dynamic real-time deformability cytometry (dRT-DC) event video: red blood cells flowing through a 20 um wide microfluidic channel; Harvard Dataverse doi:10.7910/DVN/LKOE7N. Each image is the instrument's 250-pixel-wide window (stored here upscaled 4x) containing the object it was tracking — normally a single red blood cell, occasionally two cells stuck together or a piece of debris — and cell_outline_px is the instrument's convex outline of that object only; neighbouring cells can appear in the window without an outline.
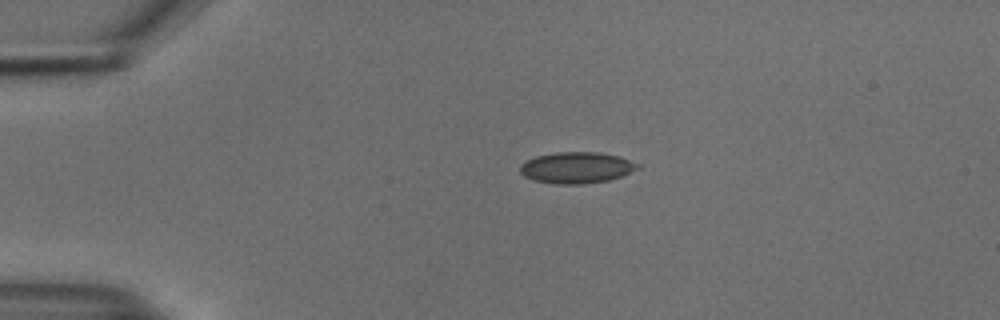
{"species": "common noctule bat (a hibernating species)", "species_latin": "Nyctalus noctula", "temperature_condition": "cold", "stored_images_in_passage": 43, "camera_frame_rate_fps": 3000, "um_per_image_px": 0.085, "animal": {"sex": "male", "body_mass_g": 18.8}, "frame": {"image": 1, "passage_image": 1, "time_ms": 0.0, "image_size_px": [1000, 320], "cell_outline_px": [[640, 168], [620, 176], [608, 180], [584, 184], [556, 184], [532, 180], [524, 176], [520, 172], [520, 164], [536, 156], [556, 152], [600, 152], [620, 156], [640, 164]], "centroid_in_image_um": [49.01, 14.25], "position_along_channel_um": 36.0, "area_um2": 21.5}}
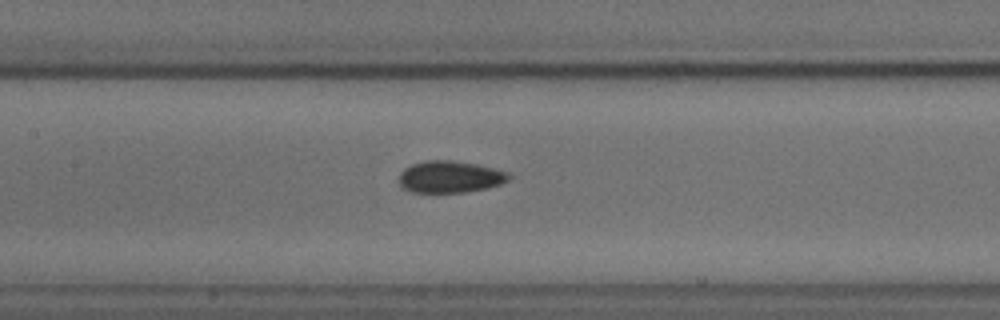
{"frame": {"image": 2, "passage_image": 15, "time_ms": 4.667, "image_size_px": [1000, 320], "cell_outline_px": [[512, 176], [508, 180], [500, 184], [488, 188], [464, 192], [412, 192], [400, 188], [400, 172], [404, 168], [412, 164], [424, 160], [452, 160], [476, 164], [508, 172]], "centroid_in_image_um": [38.23, 15.03], "position_along_channel_um": 169.2, "area_um2": 20.46}}
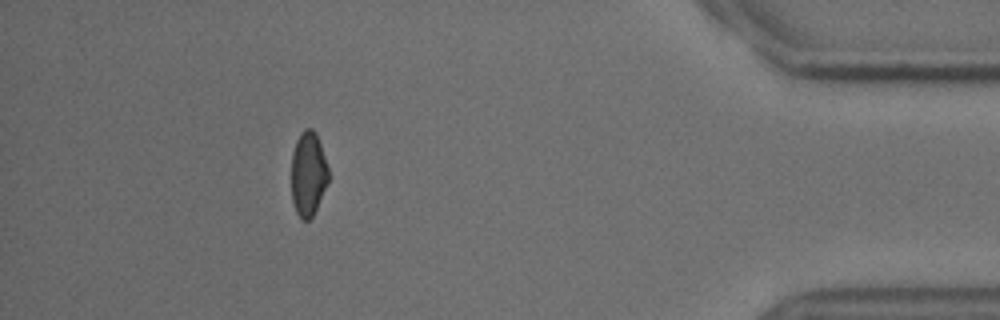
{"frame": {"image": 3, "passage_image": 38, "time_ms": 12.333, "image_size_px": [1000, 320], "cell_outline_px": [[328, 180], [316, 208], [312, 216], [308, 220], [300, 220], [296, 212], [292, 200], [292, 152], [296, 140], [300, 132], [304, 128], [312, 128], [316, 132], [328, 168]], "centroid_in_image_um": [26.18, 14.75], "position_along_channel_um": 409.0, "area_um2": 18.09}, "authors_computed_cell_mechanics": {"area_um2": 20.3456, "velocity_mm_per_s": 3.7437, "shape_relaxation_time_tau1_ms": 3.6927, "shape_relaxation_time_tau2_ms": null, "deformation_change_tau1": 0.0593, "deformation_change_tau2": null}}